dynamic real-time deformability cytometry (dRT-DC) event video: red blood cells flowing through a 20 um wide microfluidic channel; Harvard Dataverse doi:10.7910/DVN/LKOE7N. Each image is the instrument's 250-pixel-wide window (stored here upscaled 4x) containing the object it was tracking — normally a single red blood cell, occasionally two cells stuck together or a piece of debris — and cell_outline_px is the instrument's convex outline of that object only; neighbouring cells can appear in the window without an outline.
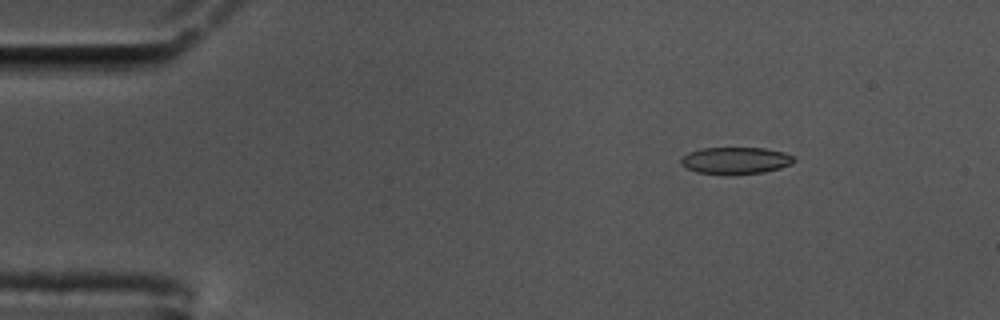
{"species": "common noctule bat (a hibernating species)", "species_latin": "Nyctalus noctula", "temperature_condition": "cold", "stored_images_in_passage": 57, "segment_of_instrument_passage": [1, 2], "camera_frame_rate_fps": 3000, "um_per_image_px": 0.085, "animal": {"sex": "male", "body_mass_g": 17.5, "forearm_length_mm": 52.3}, "frame": {"image": 1, "passage_image": 7, "time_ms": 2.0, "image_size_px": [1000, 320], "cell_outline_px": [[796, 160], [780, 168], [764, 172], [728, 176], [696, 172], [680, 164], [680, 160], [688, 152], [700, 148], [764, 148], [784, 152], [796, 156]], "centroid_in_image_um": [62.51, 13.66], "position_along_channel_um": 22.5, "area_um2": 18.03}}
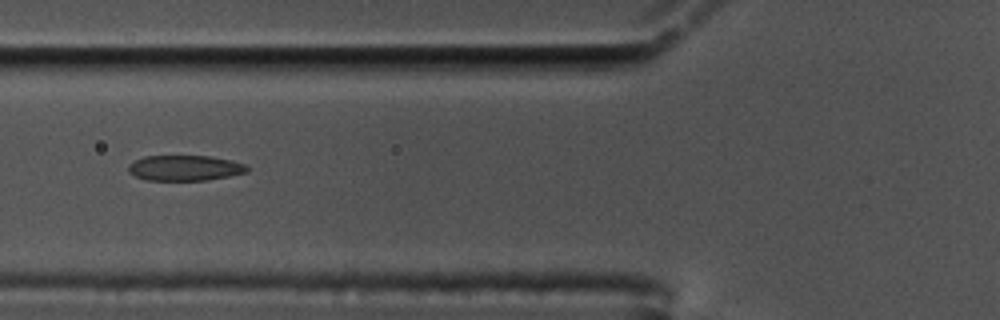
{"frame": {"image": 2, "passage_image": 21, "time_ms": 6.667, "image_size_px": [1000, 320], "cell_outline_px": [[248, 172], [228, 176], [204, 180], [148, 180], [136, 176], [128, 172], [128, 164], [144, 156], [208, 156], [232, 160], [244, 164], [248, 168]], "centroid_in_image_um": [15.7, 14.27], "position_along_channel_um": 110.1, "area_um2": 17.46}}
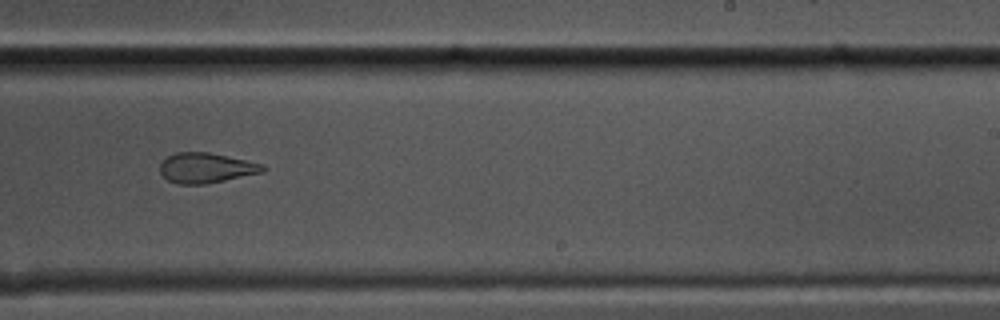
{"frame": {"image": 3, "passage_image": 35, "time_ms": 11.333, "image_size_px": [1000, 320], "cell_outline_px": [[268, 168], [264, 172], [204, 184], [176, 184], [168, 180], [160, 172], [160, 164], [168, 156], [176, 152], [208, 152], [264, 164]], "centroid_in_image_um": [17.53, 14.27], "position_along_channel_um": 271.5, "area_um2": 17.98}}